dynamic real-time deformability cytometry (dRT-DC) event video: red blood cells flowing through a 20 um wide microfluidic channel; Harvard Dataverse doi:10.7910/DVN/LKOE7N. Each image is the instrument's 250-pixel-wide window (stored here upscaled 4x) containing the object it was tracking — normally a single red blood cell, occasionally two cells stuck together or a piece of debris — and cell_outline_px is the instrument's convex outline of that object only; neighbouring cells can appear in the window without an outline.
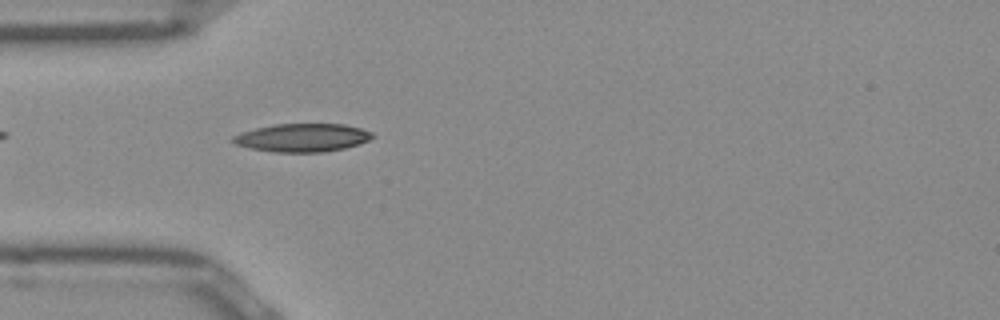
{"species": "Egyptian fruit bat (a non-hibernating species)", "species_latin": "Rousettus aegyptiacus", "temperature_condition": "room temperature", "stored_images_in_passage": 46, "camera_frame_rate_fps": 3000, "um_per_image_px": 0.085, "frame": {"image": 1, "passage_image": 10, "time_ms": 3.0, "image_size_px": [1000, 320], "cell_outline_px": [[376, 136], [368, 140], [344, 148], [324, 152], [276, 152], [248, 148], [236, 144], [232, 140], [232, 136], [240, 132], [256, 128], [276, 124], [344, 124], [360, 128], [372, 132]], "centroid_in_image_um": [25.68, 11.7], "position_along_channel_um": 59.3, "area_um2": 22.83}}
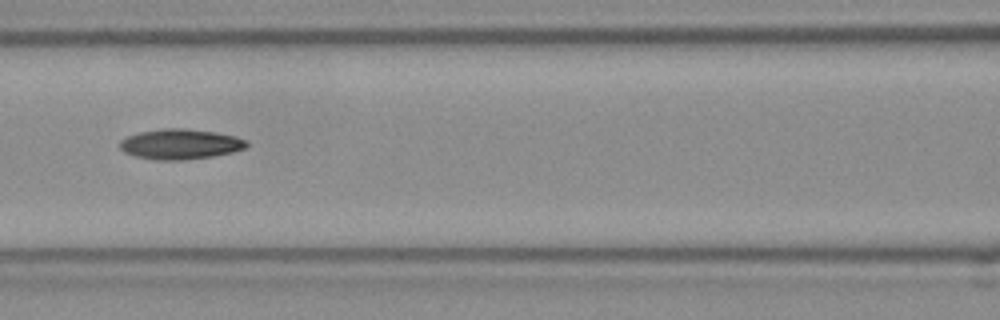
{"frame": {"image": 2, "passage_image": 17, "time_ms": 5.333, "image_size_px": [1000, 320], "cell_outline_px": [[248, 144], [244, 148], [232, 152], [212, 156], [180, 160], [156, 160], [136, 156], [124, 152], [120, 148], [120, 140], [128, 136], [140, 132], [160, 128], [188, 128], [216, 132], [236, 136], [248, 140]], "centroid_in_image_um": [15.33, 12.24], "position_along_channel_um": 151.3, "area_um2": 22.37}}
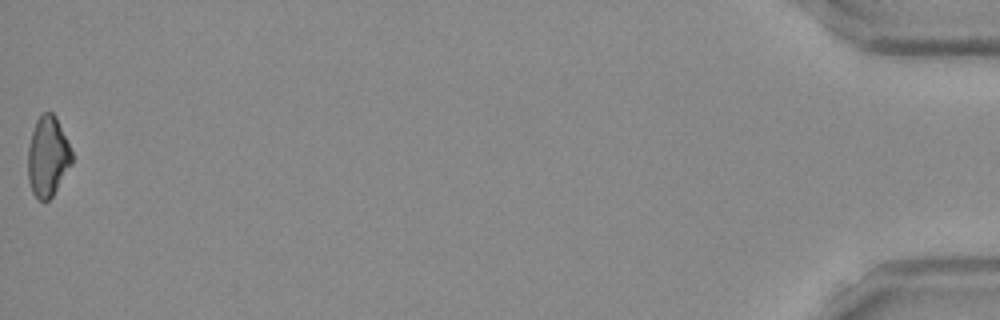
{"frame": {"image": 3, "passage_image": 46, "time_ms": 15.0, "image_size_px": [1000, 320], "cell_outline_px": [[72, 164], [52, 196], [48, 200], [40, 200], [32, 192], [28, 180], [28, 148], [32, 132], [36, 120], [40, 112], [52, 112], [56, 116], [72, 152]], "centroid_in_image_um": [4.05, 13.28], "position_along_channel_um": 431.1, "area_um2": 20.46}, "authors_computed_cell_mechanics": {"area_um2": 21.0103, "velocity_mm_per_s": 3.9766, "shape_relaxation_time_tau1_ms": 8.9503, "shape_relaxation_time_tau2_ms": null, "deformation_change_tau1": 0.198, "deformation_change_tau2": null}}